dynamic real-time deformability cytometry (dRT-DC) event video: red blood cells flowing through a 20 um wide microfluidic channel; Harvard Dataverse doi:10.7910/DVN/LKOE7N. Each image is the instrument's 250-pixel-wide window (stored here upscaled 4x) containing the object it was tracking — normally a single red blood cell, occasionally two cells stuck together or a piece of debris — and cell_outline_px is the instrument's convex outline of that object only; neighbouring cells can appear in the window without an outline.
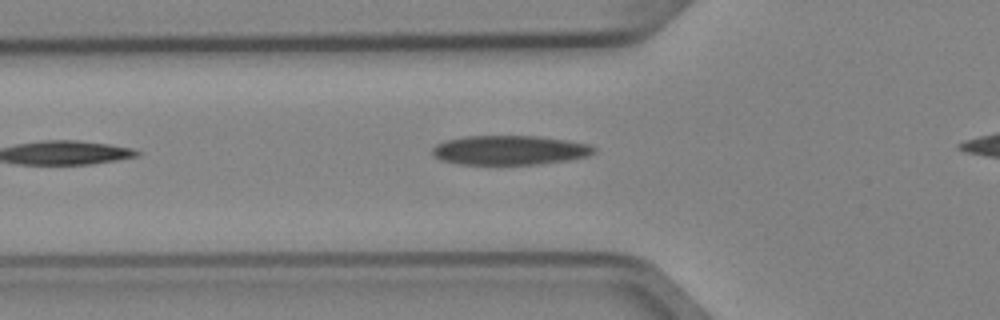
{"species": "Egyptian fruit bat (a non-hibernating species)", "species_latin": "Rousettus aegyptiacus", "temperature_condition": "cold", "stored_images_in_passage": 5, "segment_of_instrument_passage": [1, 2], "camera_frame_rate_fps": 3000, "um_per_image_px": 0.085, "animal": {"sex": "female"}, "frame": {"image": 1, "passage_image": 4, "time_ms": 1.0, "image_size_px": [1000, 320], "cell_outline_px": [[596, 152], [588, 156], [568, 160], [540, 164], [460, 164], [440, 160], [432, 152], [432, 148], [436, 144], [444, 140], [464, 136], [536, 136], [592, 144], [596, 148]], "centroid_in_image_um": [43.34, 12.76], "position_along_channel_um": 82.5, "area_um2": 27.74}}